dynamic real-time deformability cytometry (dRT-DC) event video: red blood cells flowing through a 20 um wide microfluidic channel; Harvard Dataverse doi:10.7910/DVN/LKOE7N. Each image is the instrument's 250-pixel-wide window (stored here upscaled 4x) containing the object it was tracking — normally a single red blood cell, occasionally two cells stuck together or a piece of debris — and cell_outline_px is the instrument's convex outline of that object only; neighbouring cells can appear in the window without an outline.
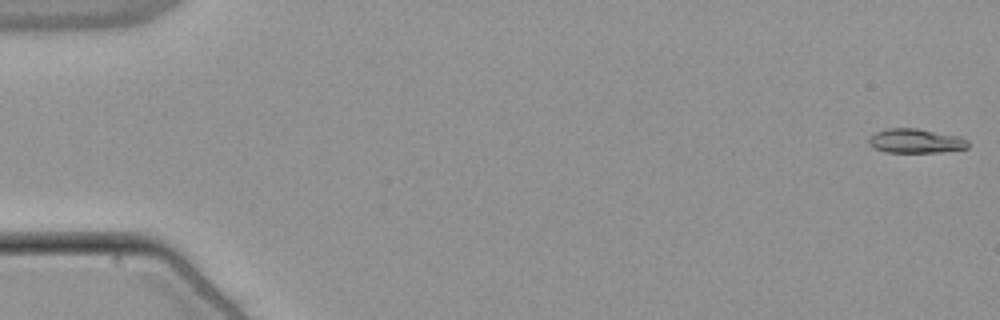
{"species": "common noctule bat (a hibernating species)", "species_latin": "Nyctalus noctula", "temperature_condition": "warm", "stored_images_in_passage": 54, "camera_frame_rate_fps": 3000, "um_per_image_px": 0.085, "animal": {"sex": "male", "body_mass_g": 21.5, "forearm_length_mm": 52.0}, "frame": {"image": 1, "passage_image": 1, "time_ms": 0.0, "image_size_px": [1000, 320], "cell_outline_px": [[968, 148], [940, 152], [884, 152], [868, 144], [868, 140], [876, 132], [888, 128], [916, 128], [960, 136], [968, 140]], "centroid_in_image_um": [77.85, 11.98], "position_along_channel_um": 7.1, "area_um2": 13.99}}
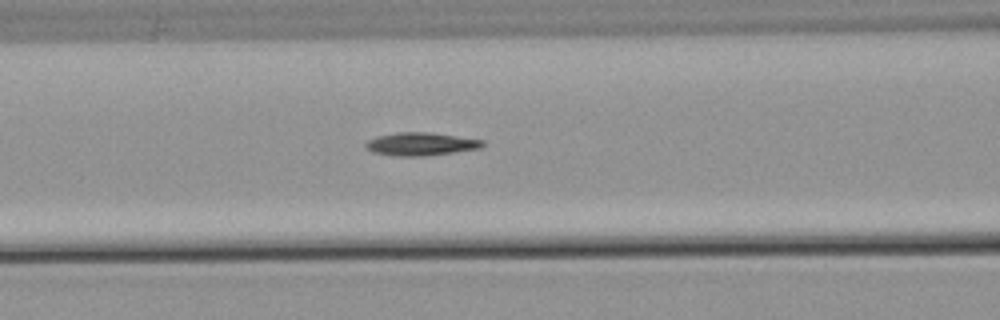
{"frame": {"image": 2, "passage_image": 23, "time_ms": 7.333, "image_size_px": [1000, 320], "cell_outline_px": [[484, 144], [480, 148], [424, 156], [396, 156], [372, 152], [364, 148], [364, 144], [368, 140], [376, 136], [400, 132], [432, 132], [484, 140]], "centroid_in_image_um": [35.73, 12.23], "position_along_channel_um": 130.9, "area_um2": 15.72}}
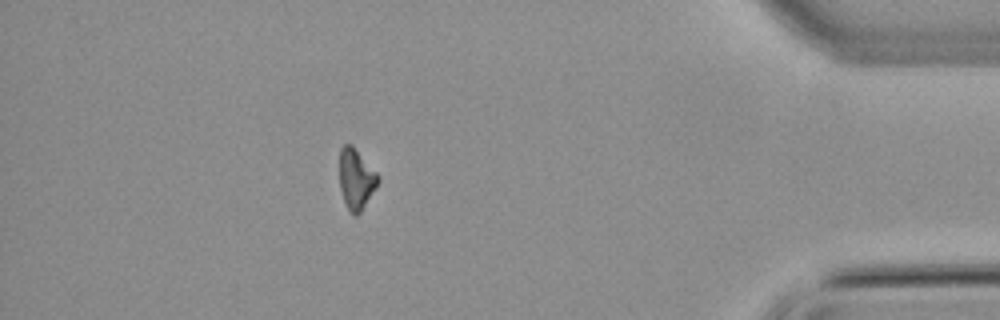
{"frame": {"image": 3, "passage_image": 48, "time_ms": 15.667, "image_size_px": [1000, 320], "cell_outline_px": [[380, 180], [376, 188], [360, 212], [356, 216], [352, 216], [348, 212], [340, 188], [340, 148], [344, 144], [352, 144], [380, 176]], "centroid_in_image_um": [30.28, 15.23], "position_along_channel_um": 404.9, "area_um2": 13.7}}